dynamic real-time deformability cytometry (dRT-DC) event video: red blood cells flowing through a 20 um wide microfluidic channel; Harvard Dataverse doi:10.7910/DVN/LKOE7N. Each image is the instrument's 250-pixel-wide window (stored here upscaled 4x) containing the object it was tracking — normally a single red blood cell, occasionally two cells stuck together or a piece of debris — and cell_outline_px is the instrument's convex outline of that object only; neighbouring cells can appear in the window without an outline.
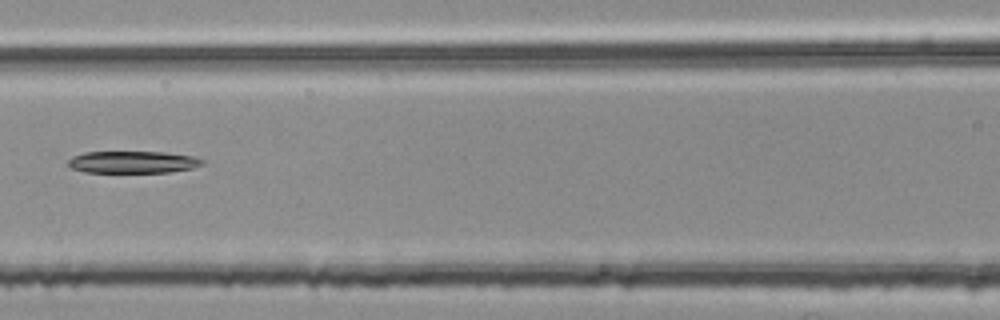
{"species": "common noctule bat (a hibernating species)", "species_latin": "Nyctalus noctula", "temperature_condition": "room temperature", "stored_images_in_passage": 6, "camera_frame_rate_fps": 3000, "um_per_image_px": 0.085, "animal": {"sex": "female", "body_mass_g": 25.1}, "frame": {"image": 1, "passage_image": 6, "time_ms": 1.667, "image_size_px": [1000, 320], "cell_outline_px": [[204, 164], [192, 168], [168, 172], [84, 172], [72, 168], [68, 164], [68, 160], [72, 156], [84, 152], [164, 152], [192, 156], [204, 160]], "centroid_in_image_um": [11.28, 13.77], "position_along_channel_um": 155.3, "area_um2": 17.17}}